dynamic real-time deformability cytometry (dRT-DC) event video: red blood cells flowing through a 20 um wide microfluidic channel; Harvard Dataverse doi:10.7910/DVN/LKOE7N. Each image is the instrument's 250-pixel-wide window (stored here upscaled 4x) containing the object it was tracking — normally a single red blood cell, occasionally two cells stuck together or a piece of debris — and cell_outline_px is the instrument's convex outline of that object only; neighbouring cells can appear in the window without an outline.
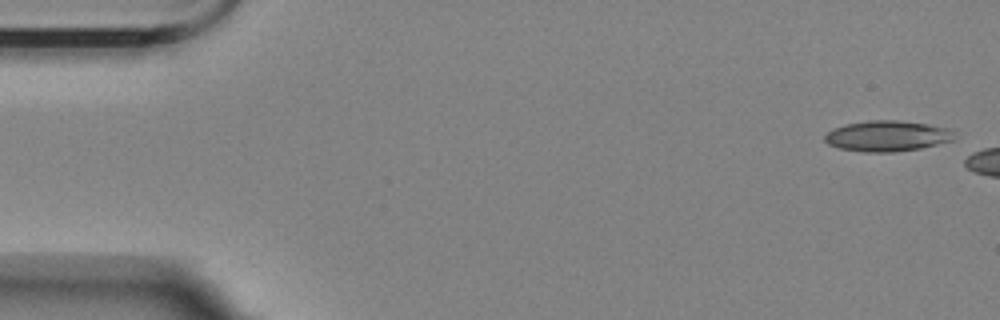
{"species": "Egyptian fruit bat (a non-hibernating species)", "species_latin": "Rousettus aegyptiacus", "temperature_condition": "room temperature", "stored_images_in_passage": 3, "camera_frame_rate_fps": 3000, "um_per_image_px": 0.085, "animal": {"sex": "female"}, "frame": {"image": 1, "passage_image": 1, "time_ms": 0.0, "image_size_px": [1000, 320], "cell_outline_px": [[956, 140], [920, 148], [892, 152], [864, 152], [840, 148], [828, 144], [824, 140], [824, 136], [832, 128], [844, 124], [872, 120], [900, 120], [956, 128]], "centroid_in_image_um": [75.5, 11.55], "position_along_channel_um": 9.5, "area_um2": 23.64}}